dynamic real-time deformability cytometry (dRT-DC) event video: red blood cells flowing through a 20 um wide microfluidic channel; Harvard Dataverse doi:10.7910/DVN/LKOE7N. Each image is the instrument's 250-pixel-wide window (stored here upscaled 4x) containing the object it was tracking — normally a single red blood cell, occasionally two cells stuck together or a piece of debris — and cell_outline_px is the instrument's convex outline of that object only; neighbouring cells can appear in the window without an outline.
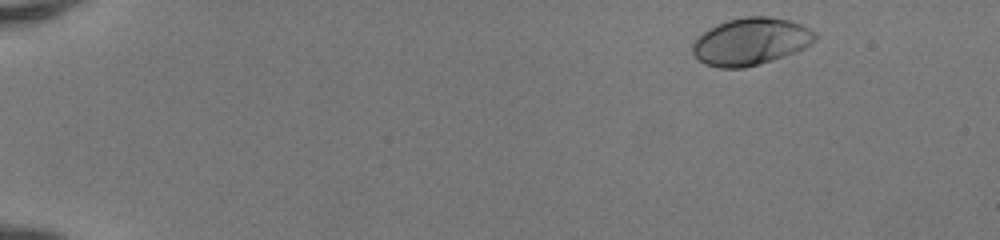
{"species": "human", "species_latin": "Homo sapiens", "temperature_condition": "room temperature", "stored_images_in_passage": 48, "camera_frame_rate_fps": 3000, "um_per_image_px": 0.085, "donor": {"sex": "female"}, "frame": {"image": 1, "passage_image": 3, "time_ms": 0.667, "image_size_px": [1000, 240], "cell_outline_px": [[816, 40], [804, 48], [796, 52], [760, 64], [744, 68], [720, 68], [704, 64], [692, 52], [692, 44], [704, 32], [728, 20], [744, 16], [768, 16], [788, 20], [804, 24], [816, 32]], "centroid_in_image_um": [63.86, 3.53], "position_along_channel_um": 21.1, "area_um2": 33.64}}
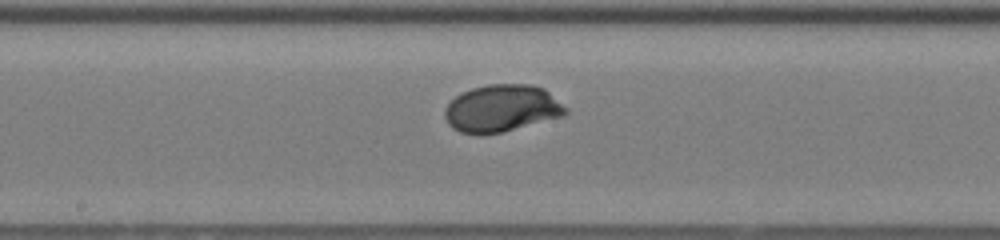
{"frame": {"image": 2, "passage_image": 26, "time_ms": 8.333, "image_size_px": [1000, 240], "cell_outline_px": [[568, 112], [564, 116], [500, 132], [480, 136], [460, 132], [452, 128], [448, 124], [444, 116], [444, 108], [456, 96], [472, 88], [488, 84], [532, 84], [544, 88], [568, 108]], "centroid_in_image_um": [42.64, 9.22], "position_along_channel_um": 205.6, "area_um2": 33.41}}
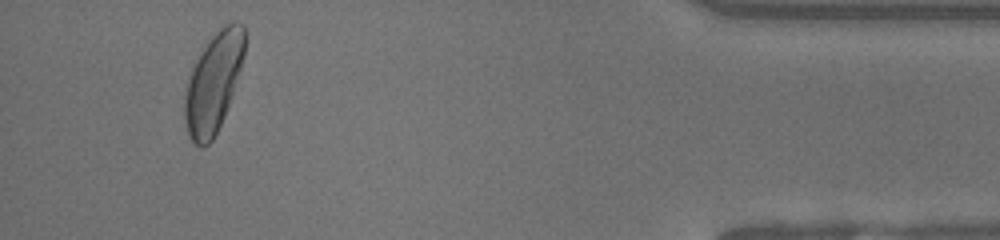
{"frame": {"image": 3, "passage_image": 45, "time_ms": 14.667, "image_size_px": [1000, 240], "cell_outline_px": [[244, 56], [224, 116], [212, 140], [204, 148], [200, 148], [188, 136], [184, 120], [184, 88], [192, 68], [196, 60], [208, 40], [224, 24], [232, 20], [236, 20], [244, 24]], "centroid_in_image_um": [18.11, 7.01], "position_along_channel_um": 417.1, "area_um2": 34.62}, "authors_computed_cell_mechanics": {"area_um2": 32.4258, "velocity_mm_per_s": 4.1449, "shape_relaxation_time_tau1_ms": 1.8602, "shape_relaxation_time_tau2_ms": null, "deformation_change_tau1": 0.1539, "deformation_change_tau2": null}}